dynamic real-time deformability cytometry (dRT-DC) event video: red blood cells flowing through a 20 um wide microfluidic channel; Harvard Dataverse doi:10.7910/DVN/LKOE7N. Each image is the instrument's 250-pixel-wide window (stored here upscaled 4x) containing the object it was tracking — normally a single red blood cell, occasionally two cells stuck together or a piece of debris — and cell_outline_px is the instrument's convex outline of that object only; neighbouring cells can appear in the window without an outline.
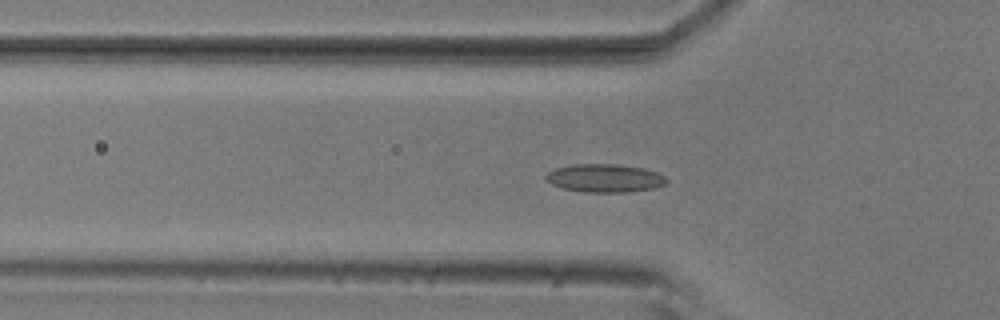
{"species": "common noctule bat (a hibernating species)", "species_latin": "Nyctalus noctula", "temperature_condition": "room temperature", "stored_images_in_passage": 56, "camera_frame_rate_fps": 3000, "um_per_image_px": 0.085, "animal": {"sex": "male", "body_mass_g": 20.5, "forearm_length_mm": 52.5}, "frame": {"image": 1, "passage_image": 18, "time_ms": 5.667, "image_size_px": [1000, 320], "cell_outline_px": [[668, 180], [664, 184], [656, 188], [628, 192], [584, 192], [564, 188], [552, 184], [544, 180], [544, 176], [548, 172], [556, 168], [572, 164], [616, 164], [644, 168], [656, 172], [664, 176]], "centroid_in_image_um": [51.39, 15.14], "position_along_channel_um": 74.4, "area_um2": 19.88}}
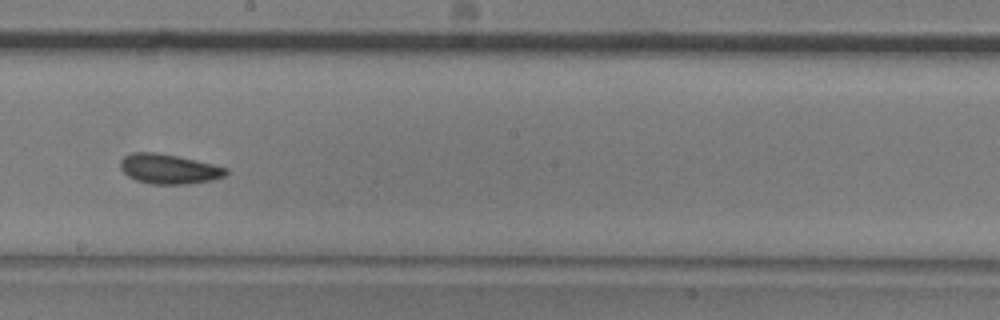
{"frame": {"image": 2, "passage_image": 31, "time_ms": 10.0, "image_size_px": [1000, 320], "cell_outline_px": [[228, 172], [224, 176], [212, 180], [188, 184], [152, 184], [136, 180], [128, 176], [120, 168], [120, 160], [124, 156], [132, 152], [156, 152], [176, 156], [212, 164], [228, 168]], "centroid_in_image_um": [14.33, 14.36], "position_along_channel_um": 233.9, "area_um2": 18.26}}
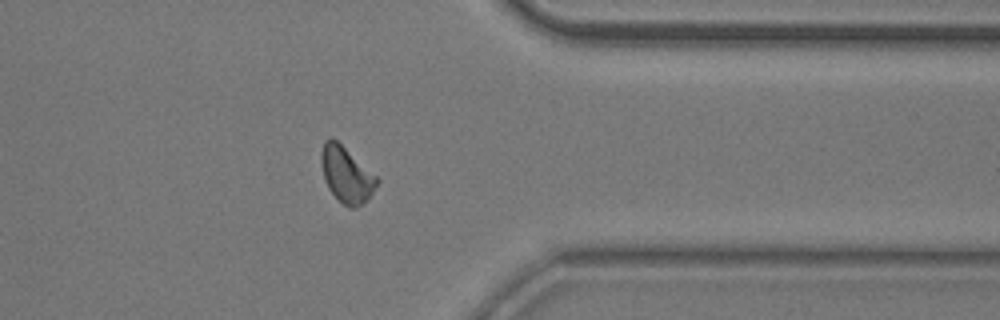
{"frame": {"image": 3, "passage_image": 44, "time_ms": 14.333, "image_size_px": [1000, 320], "cell_outline_px": [[380, 180], [364, 204], [352, 208], [348, 208], [328, 188], [324, 180], [320, 160], [320, 156], [324, 140], [332, 136], [376, 176]], "centroid_in_image_um": [29.42, 14.83], "position_along_channel_um": 382.0, "area_um2": 17.92}, "authors_computed_cell_mechanics": {"area_um2": 17.9469, "velocity_mm_per_s": 3.6623, "shape_relaxation_time_tau1_ms": 8.322, "shape_relaxation_time_tau2_ms": 2.5568, "deformation_change_tau1": 0.1407, "deformation_change_tau2": 0.0928}}